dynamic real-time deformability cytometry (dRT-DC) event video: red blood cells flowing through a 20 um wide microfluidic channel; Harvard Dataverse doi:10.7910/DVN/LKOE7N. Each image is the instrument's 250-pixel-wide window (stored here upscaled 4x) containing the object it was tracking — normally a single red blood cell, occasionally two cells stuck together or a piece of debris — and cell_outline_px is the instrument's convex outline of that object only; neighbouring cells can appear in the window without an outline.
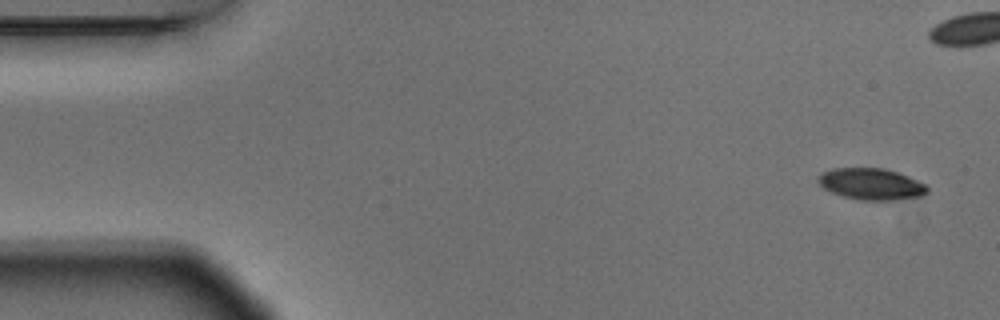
{"species": "Egyptian fruit bat (a non-hibernating species)", "species_latin": "Rousettus aegyptiacus", "temperature_condition": "warm", "stored_images_in_passage": 9, "camera_frame_rate_fps": 3000, "um_per_image_px": 0.085, "animal": {"sex": "male"}, "frame": {"image": 1, "passage_image": 1, "time_ms": 0.0, "image_size_px": [1000, 320], "cell_outline_px": [[928, 192], [924, 196], [896, 200], [860, 200], [844, 196], [832, 192], [824, 188], [816, 180], [824, 172], [832, 168], [884, 168], [908, 176], [924, 184], [928, 188]], "centroid_in_image_um": [74.08, 15.65], "position_along_channel_um": 10.9, "area_um2": 19.88}}
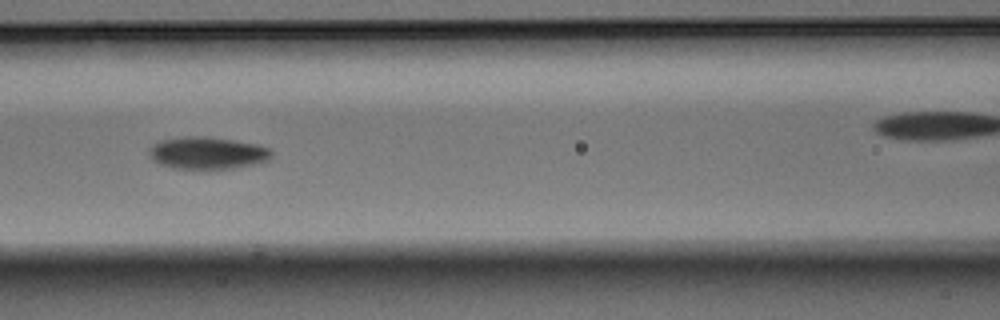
{"frame": {"image": 2, "passage_image": 7, "time_ms": 2.0, "image_size_px": [1000, 320], "cell_outline_px": [[272, 160], [256, 164], [236, 168], [172, 168], [160, 164], [152, 160], [148, 152], [148, 148], [152, 144], [160, 140], [184, 136], [200, 136], [232, 140], [256, 144], [268, 148], [272, 152]], "centroid_in_image_um": [17.62, 13.0], "position_along_channel_um": 149.0, "area_um2": 23.06}}
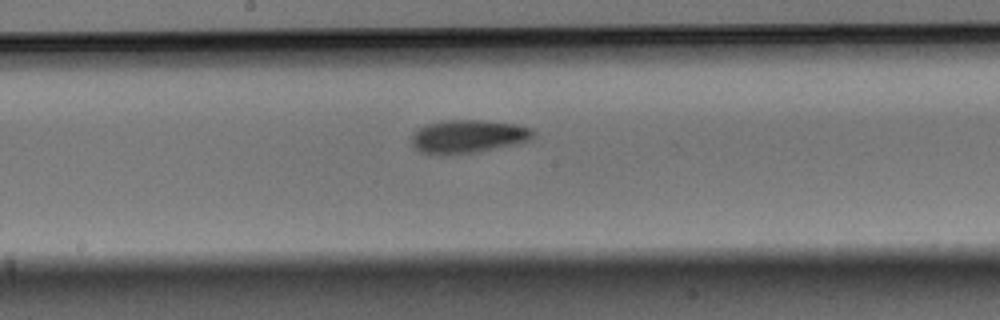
{"frame": {"image": 3, "passage_image": 9, "time_ms": 2.667, "image_size_px": [1000, 320], "cell_outline_px": [[532, 136], [528, 140], [516, 144], [480, 152], [448, 156], [440, 156], [420, 152], [412, 144], [412, 132], [416, 128], [428, 124], [444, 120], [480, 120], [516, 124], [528, 128], [532, 132]], "centroid_in_image_um": [39.7, 11.62], "position_along_channel_um": 208.5, "area_um2": 23.81}}